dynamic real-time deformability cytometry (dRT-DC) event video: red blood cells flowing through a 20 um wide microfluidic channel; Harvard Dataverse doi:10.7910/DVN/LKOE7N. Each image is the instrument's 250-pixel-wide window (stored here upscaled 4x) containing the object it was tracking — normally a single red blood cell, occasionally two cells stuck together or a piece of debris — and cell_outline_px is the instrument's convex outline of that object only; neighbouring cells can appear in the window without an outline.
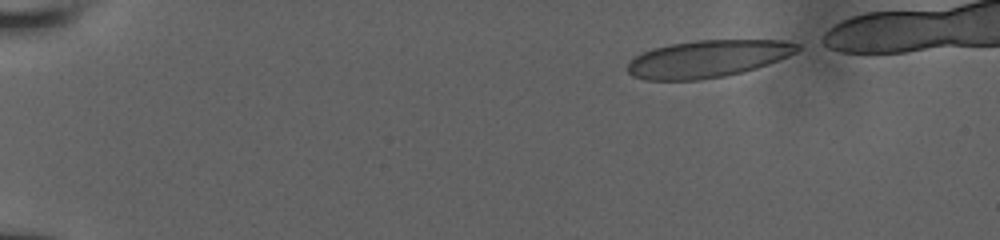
{"species": "human", "species_latin": "Homo sapiens", "temperature_condition": "room temperature", "stored_images_in_passage": 16, "camera_frame_rate_fps": 3000, "um_per_image_px": 0.085, "donor": {"sex": "male"}, "frame": {"image": 1, "passage_image": 1, "time_ms": 0.0, "image_size_px": [1000, 240], "cell_outline_px": [[800, 48], [796, 52], [788, 56], [768, 64], [756, 68], [724, 76], [700, 80], [644, 80], [632, 76], [628, 72], [628, 64], [636, 56], [652, 48], [672, 44], [696, 40], [780, 40], [800, 44]], "centroid_in_image_um": [60.15, 5.0], "position_along_channel_um": 24.9, "area_um2": 36.65}}
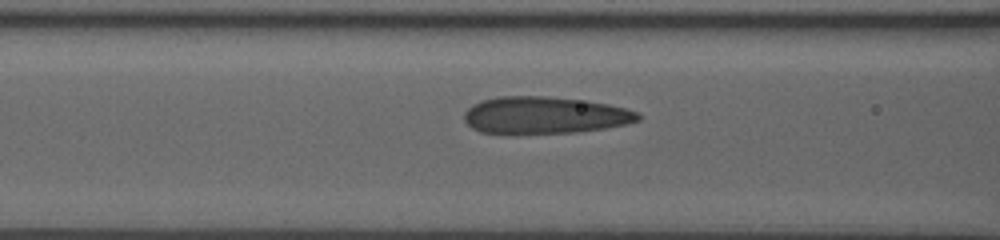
{"frame": {"image": 2, "passage_image": 12, "time_ms": 5.333, "image_size_px": [1000, 240], "cell_outline_px": [[640, 120], [624, 124], [604, 128], [576, 132], [480, 132], [472, 128], [464, 120], [464, 112], [472, 104], [480, 100], [500, 96], [548, 96], [588, 100], [608, 104], [640, 112]], "centroid_in_image_um": [46.3, 9.76], "position_along_channel_um": 120.3, "area_um2": 37.22}}
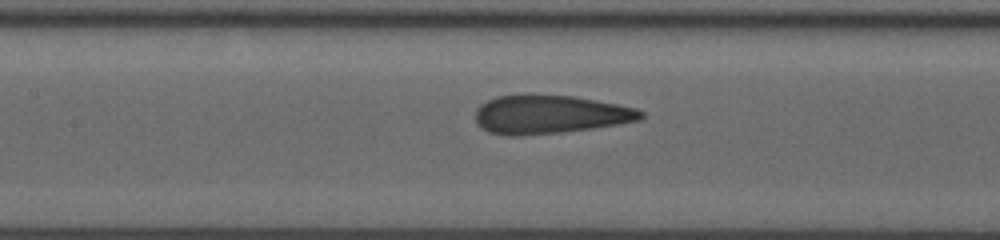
{"frame": {"image": 3, "passage_image": 15, "time_ms": 6.333, "image_size_px": [1000, 240], "cell_outline_px": [[644, 116], [640, 120], [592, 128], [560, 132], [516, 136], [508, 136], [488, 132], [480, 128], [476, 124], [476, 108], [480, 104], [496, 96], [524, 92], [576, 96], [636, 108], [644, 112]], "centroid_in_image_um": [46.66, 9.69], "position_along_channel_um": 160.7, "area_um2": 37.92}}